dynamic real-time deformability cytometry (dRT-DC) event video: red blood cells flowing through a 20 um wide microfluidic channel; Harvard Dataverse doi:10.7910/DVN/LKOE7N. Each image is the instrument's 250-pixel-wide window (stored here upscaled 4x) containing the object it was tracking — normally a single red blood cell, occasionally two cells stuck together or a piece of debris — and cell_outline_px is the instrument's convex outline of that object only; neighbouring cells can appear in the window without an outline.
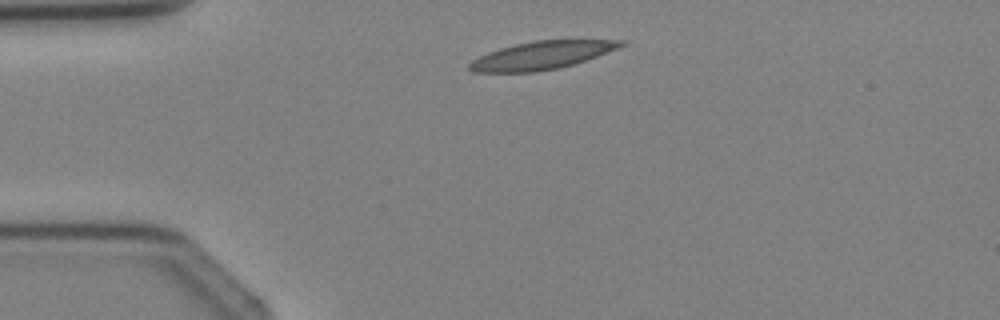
{"species": "Egyptian fruit bat (a non-hibernating species)", "species_latin": "Rousettus aegyptiacus", "temperature_condition": "cold", "stored_images_in_passage": 1, "camera_frame_rate_fps": 3000, "um_per_image_px": 0.085, "animal": {"sex": "female"}, "frame": {"image": 1, "passage_image": 1, "time_ms": 0.0, "image_size_px": [1000, 320], "cell_outline_px": [[628, 44], [596, 56], [572, 64], [556, 68], [536, 72], [472, 72], [468, 68], [468, 64], [472, 60], [488, 52], [500, 48], [516, 44], [536, 40], [628, 40]], "centroid_in_image_um": [46.03, 4.7], "position_along_channel_um": 39.0, "area_um2": 24.45}}